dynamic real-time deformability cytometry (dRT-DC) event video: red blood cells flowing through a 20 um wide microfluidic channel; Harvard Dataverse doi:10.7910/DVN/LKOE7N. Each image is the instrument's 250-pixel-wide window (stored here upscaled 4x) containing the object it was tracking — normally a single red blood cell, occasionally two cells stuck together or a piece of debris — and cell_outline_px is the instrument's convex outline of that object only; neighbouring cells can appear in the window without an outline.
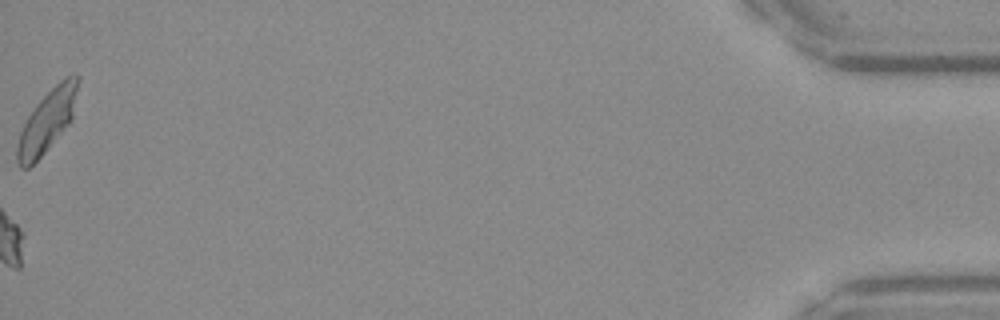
{"species": "Egyptian fruit bat (a non-hibernating species)", "species_latin": "Rousettus aegyptiacus", "temperature_condition": "warm", "stored_images_in_passage": 29, "camera_frame_rate_fps": 3000, "um_per_image_px": 0.085, "frame": {"image": 1, "passage_image": 29, "time_ms": 9.333, "image_size_px": [1000, 320], "cell_outline_px": [[80, 80], [72, 120], [44, 152], [28, 168], [20, 168], [16, 160], [16, 148], [20, 132], [28, 116], [36, 104], [60, 80], [76, 72], [80, 76]], "centroid_in_image_um": [4.03, 10.25], "position_along_channel_um": 431.2, "area_um2": 21.79}}